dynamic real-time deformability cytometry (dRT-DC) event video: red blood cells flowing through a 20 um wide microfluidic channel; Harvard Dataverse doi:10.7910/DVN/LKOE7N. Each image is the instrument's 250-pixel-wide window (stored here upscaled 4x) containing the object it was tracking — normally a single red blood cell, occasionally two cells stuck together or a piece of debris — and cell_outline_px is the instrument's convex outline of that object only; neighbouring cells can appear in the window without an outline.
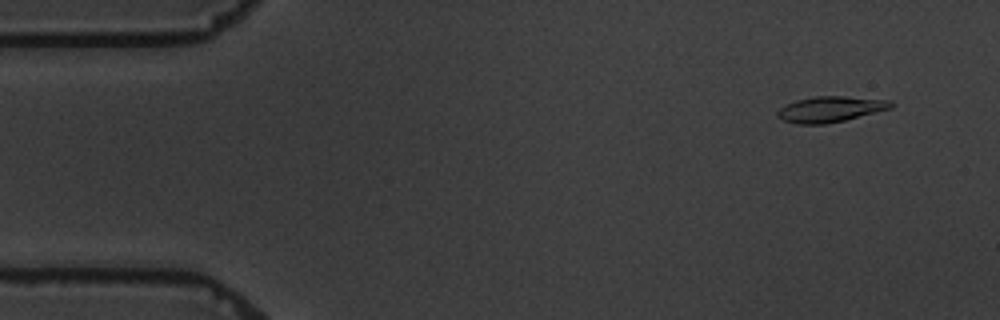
{"species": "common noctule bat (a hibernating species)", "species_latin": "Nyctalus noctula", "temperature_condition": "warm", "stored_images_in_passage": 3, "camera_frame_rate_fps": 3000, "um_per_image_px": 0.085, "animal": {"sex": "male", "body_mass_g": 19.5, "forearm_length_mm": 54.6}, "frame": {"image": 1, "passage_image": 1, "time_ms": 0.0, "image_size_px": [1000, 320], "cell_outline_px": [[892, 108], [844, 120], [824, 124], [796, 124], [784, 120], [776, 116], [776, 112], [780, 108], [796, 100], [816, 96], [844, 96], [892, 100]], "centroid_in_image_um": [70.58, 9.28], "position_along_channel_um": 14.4, "area_um2": 16.88}}